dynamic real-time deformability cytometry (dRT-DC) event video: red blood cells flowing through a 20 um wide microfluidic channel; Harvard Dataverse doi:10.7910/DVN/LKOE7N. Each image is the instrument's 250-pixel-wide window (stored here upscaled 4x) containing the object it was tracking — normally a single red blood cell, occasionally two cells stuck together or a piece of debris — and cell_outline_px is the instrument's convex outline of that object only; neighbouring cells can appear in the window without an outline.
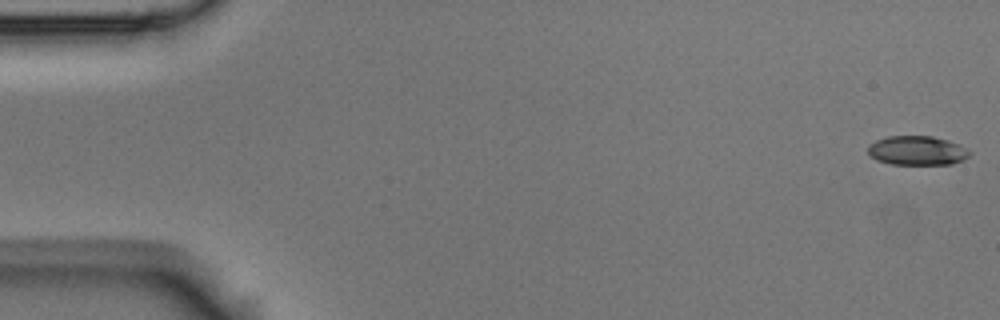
{"species": "Egyptian fruit bat (a non-hibernating species)", "species_latin": "Rousettus aegyptiacus", "temperature_condition": "room temperature", "stored_images_in_passage": 54, "camera_frame_rate_fps": 3000, "um_per_image_px": 0.085, "animal": {"sex": "male"}, "frame": {"image": 1, "passage_image": 1, "time_ms": 0.0, "image_size_px": [1000, 320], "cell_outline_px": [[972, 152], [964, 160], [952, 164], [892, 164], [876, 160], [868, 152], [868, 144], [876, 140], [888, 136], [932, 136], [948, 140], [960, 144]], "centroid_in_image_um": [77.97, 12.79], "position_along_channel_um": 7.0, "area_um2": 17.4}}
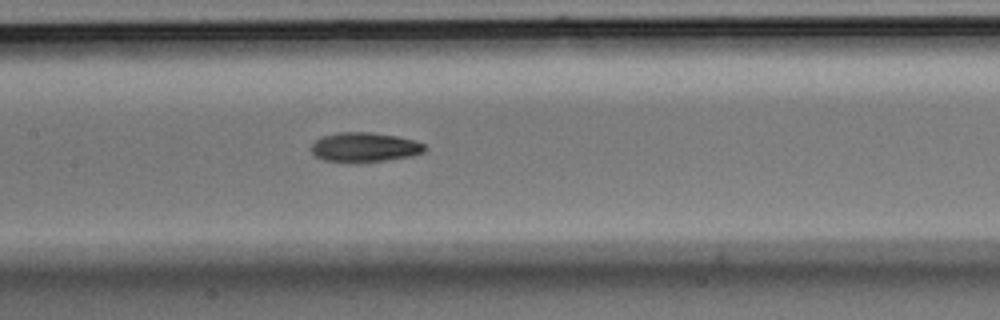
{"frame": {"image": 2, "passage_image": 26, "time_ms": 8.333, "image_size_px": [1000, 320], "cell_outline_px": [[428, 148], [424, 152], [412, 156], [384, 160], [324, 160], [316, 156], [308, 148], [316, 140], [324, 136], [340, 132], [372, 132], [396, 136], [416, 140], [424, 144]], "centroid_in_image_um": [31.03, 12.48], "position_along_channel_um": 176.4, "area_um2": 19.02}}
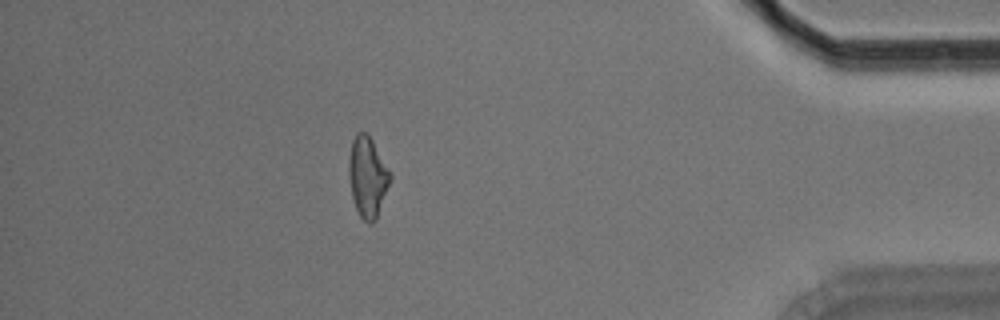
{"frame": {"image": 3, "passage_image": 48, "time_ms": 15.667, "image_size_px": [1000, 320], "cell_outline_px": [[392, 176], [376, 220], [372, 224], [368, 224], [360, 216], [356, 208], [352, 196], [348, 172], [348, 160], [352, 140], [356, 132], [368, 132], [388, 168]], "centroid_in_image_um": [31.23, 15.02], "position_along_channel_um": 404.0, "area_um2": 19.42}, "authors_computed_cell_mechanics": {"area_um2": 19.0162, "velocity_mm_per_s": 3.7094, "shape_relaxation_time_tau1_ms": null, "shape_relaxation_time_tau2_ms": 6.8858, "deformation_change_tau1": null, "deformation_change_tau2": 0.1574}}